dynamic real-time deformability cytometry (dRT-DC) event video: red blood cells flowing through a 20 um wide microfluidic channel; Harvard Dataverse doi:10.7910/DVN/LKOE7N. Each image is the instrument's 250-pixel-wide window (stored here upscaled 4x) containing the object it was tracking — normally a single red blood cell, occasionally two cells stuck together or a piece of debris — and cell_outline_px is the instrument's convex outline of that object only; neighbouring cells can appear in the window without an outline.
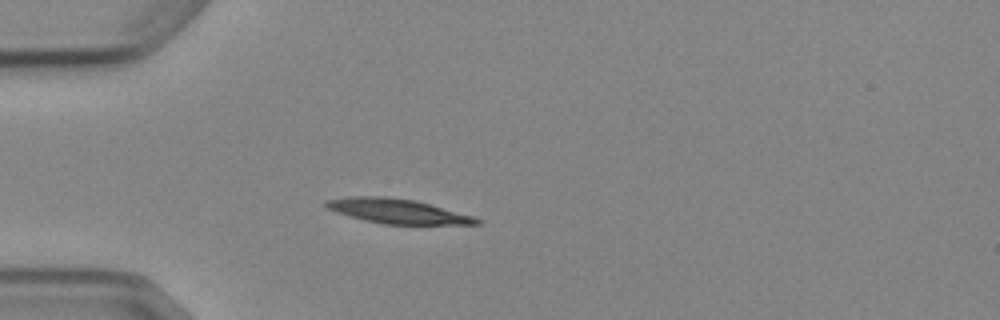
{"species": "Egyptian fruit bat (a non-hibernating species)", "species_latin": "Rousettus aegyptiacus", "temperature_condition": "cold", "stored_images_in_passage": 6, "camera_frame_rate_fps": 3000, "um_per_image_px": 0.085, "animal": {"sex": "female"}, "frame": {"image": 1, "passage_image": 4, "time_ms": 3.667, "image_size_px": [1000, 320], "cell_outline_px": [[480, 224], [384, 224], [364, 220], [336, 212], [328, 208], [324, 204], [324, 200], [348, 196], [388, 196], [416, 200], [472, 216], [480, 220]], "centroid_in_image_um": [33.72, 17.93], "position_along_channel_um": 51.3, "area_um2": 21.44}}
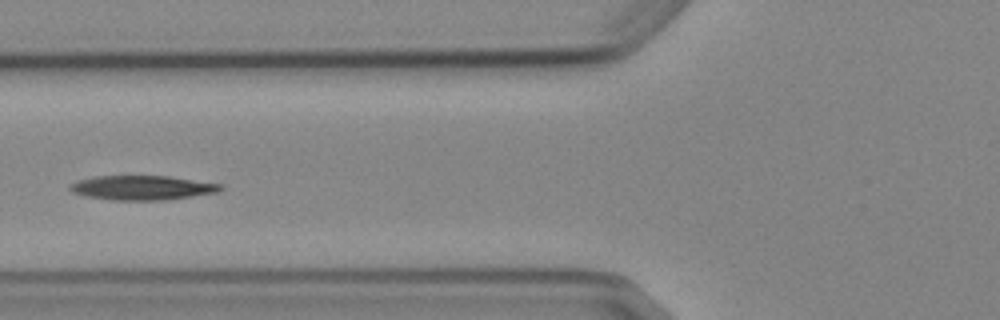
{"frame": {"image": 2, "passage_image": 6, "time_ms": 5.667, "image_size_px": [1000, 320], "cell_outline_px": [[224, 188], [220, 192], [164, 200], [112, 200], [84, 196], [72, 192], [68, 188], [68, 184], [80, 180], [96, 176], [168, 176], [224, 184]], "centroid_in_image_um": [12.11, 15.96], "position_along_channel_um": 113.7, "area_um2": 21.56}}